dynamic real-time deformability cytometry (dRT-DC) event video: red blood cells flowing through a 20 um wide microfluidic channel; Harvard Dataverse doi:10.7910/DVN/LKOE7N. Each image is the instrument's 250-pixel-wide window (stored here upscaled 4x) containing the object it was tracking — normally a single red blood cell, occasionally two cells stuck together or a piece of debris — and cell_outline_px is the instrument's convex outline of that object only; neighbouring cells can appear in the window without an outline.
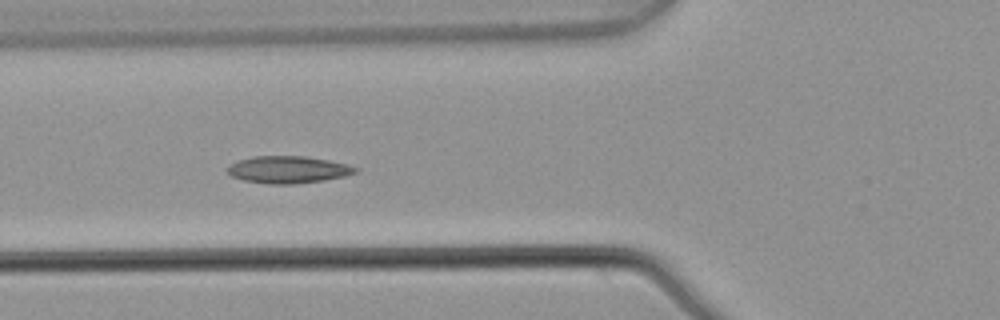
{"species": "common noctule bat (a hibernating species)", "species_latin": "Nyctalus noctula", "temperature_condition": "warm", "stored_images_in_passage": 6, "camera_frame_rate_fps": 3000, "um_per_image_px": 0.085, "animal": {"sex": "male", "body_mass_g": 21.5, "forearm_length_mm": 52.0}, "frame": {"image": 1, "passage_image": 5, "time_ms": 1.333, "image_size_px": [1000, 320], "cell_outline_px": [[360, 168], [356, 172], [344, 176], [324, 180], [292, 184], [268, 184], [244, 180], [232, 176], [228, 172], [228, 168], [232, 164], [240, 160], [252, 156], [304, 156], [328, 160], [348, 164]], "centroid_in_image_um": [24.52, 14.41], "position_along_channel_um": 101.3, "area_um2": 20.06}}
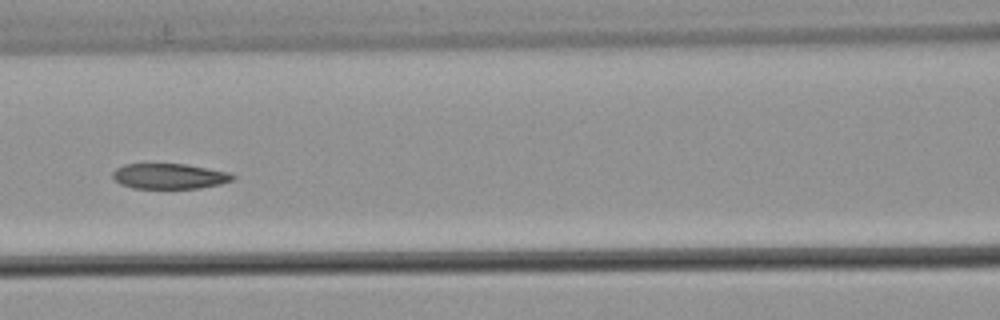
{"frame": {"image": 2, "passage_image": 6, "time_ms": 1.667, "image_size_px": [1000, 320], "cell_outline_px": [[236, 176], [232, 180], [220, 184], [200, 188], [132, 188], [120, 184], [112, 176], [112, 172], [116, 168], [124, 164], [184, 164], [228, 172]], "centroid_in_image_um": [14.37, 14.98], "position_along_channel_um": 152.2, "area_um2": 17.63}}